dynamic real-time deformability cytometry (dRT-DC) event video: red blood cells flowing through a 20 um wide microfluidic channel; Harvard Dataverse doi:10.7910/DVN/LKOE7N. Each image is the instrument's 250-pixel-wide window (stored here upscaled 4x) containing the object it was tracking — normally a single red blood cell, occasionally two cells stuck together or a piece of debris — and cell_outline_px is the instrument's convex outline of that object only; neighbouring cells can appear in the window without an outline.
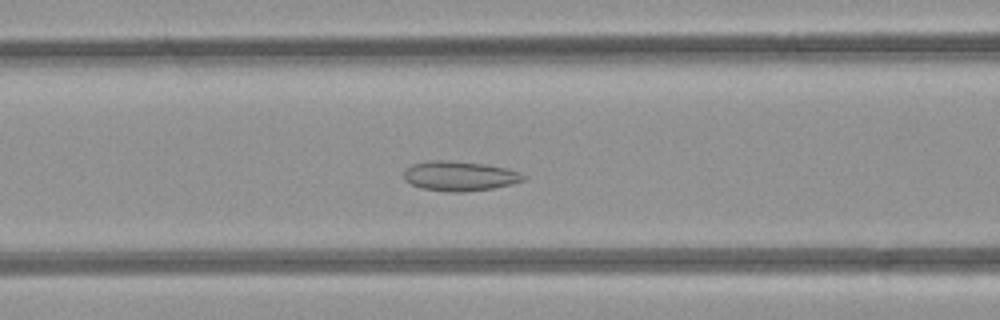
{"species": "common noctule bat (a hibernating species)", "species_latin": "Nyctalus noctula", "temperature_condition": "room temperature", "stored_images_in_passage": 49, "camera_frame_rate_fps": 3000, "um_per_image_px": 0.085, "animal": {"sex": "female", "body_mass_g": 21.9}, "frame": {"image": 1, "passage_image": 20, "time_ms": 6.333, "image_size_px": [1000, 320], "cell_outline_px": [[524, 180], [512, 184], [492, 188], [464, 192], [444, 192], [420, 188], [404, 180], [404, 172], [412, 164], [428, 160], [448, 160], [484, 164], [508, 168], [520, 172], [524, 176]], "centroid_in_image_um": [39.05, 14.96], "position_along_channel_um": 127.6, "area_um2": 20.81}}
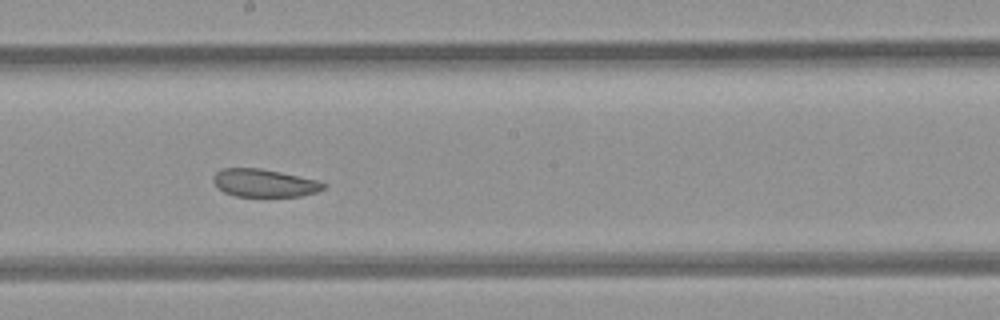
{"frame": {"image": 2, "passage_image": 27, "time_ms": 8.667, "image_size_px": [1000, 320], "cell_outline_px": [[328, 184], [324, 188], [316, 192], [300, 196], [236, 196], [224, 192], [212, 180], [212, 176], [216, 172], [224, 168], [260, 168], [320, 180]], "centroid_in_image_um": [22.49, 15.55], "position_along_channel_um": 225.7, "area_um2": 17.86}}
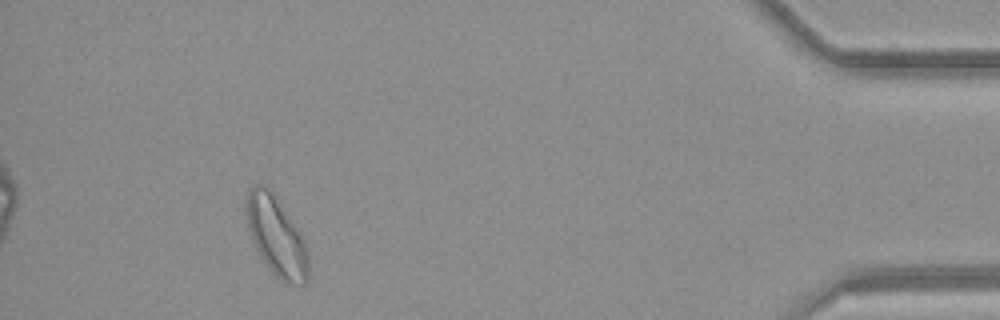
{"frame": {"image": 3, "passage_image": 45, "time_ms": 14.667, "image_size_px": [1000, 320], "cell_outline_px": [[308, 280], [304, 284], [284, 284], [272, 272], [260, 256], [252, 240], [248, 224], [244, 200], [248, 192], [256, 184], [264, 184], [272, 192], [300, 232], [304, 240], [308, 260]], "centroid_in_image_um": [23.48, 20.1], "position_along_channel_um": 411.7, "area_um2": 28.38}, "authors_computed_cell_mechanics": {"area_um2": 23.0622, "velocity_mm_per_s": 4.2083, "shape_relaxation_time_tau1_ms": null, "shape_relaxation_time_tau2_ms": 3.9105, "deformation_change_tau1": null, "deformation_change_tau2": 0.0799}}